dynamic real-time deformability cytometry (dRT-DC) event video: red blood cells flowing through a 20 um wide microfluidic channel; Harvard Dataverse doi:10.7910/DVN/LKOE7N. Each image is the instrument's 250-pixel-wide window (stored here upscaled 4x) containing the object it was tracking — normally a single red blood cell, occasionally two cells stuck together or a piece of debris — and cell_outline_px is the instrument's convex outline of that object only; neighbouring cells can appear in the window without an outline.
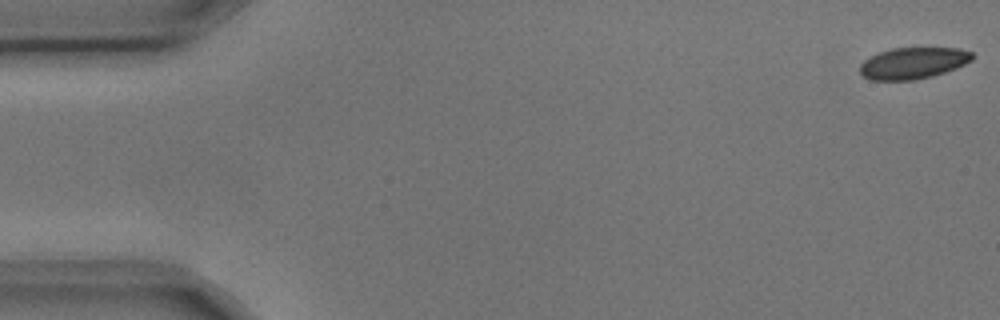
{"species": "common noctule bat (a hibernating species)", "species_latin": "Nyctalus noctula", "temperature_condition": "cold", "stored_images_in_passage": 6, "camera_frame_rate_fps": 3000, "um_per_image_px": 0.085, "animal": {"sex": "male", "body_mass_g": 17.9, "forearm_length_mm": 54.2}, "frame": {"image": 1, "passage_image": 1, "time_ms": 0.0, "image_size_px": [1000, 320], "cell_outline_px": [[976, 56], [972, 60], [956, 68], [932, 76], [916, 80], [872, 80], [864, 76], [860, 72], [860, 64], [864, 60], [880, 52], [892, 48], [960, 48], [972, 52]], "centroid_in_image_um": [77.65, 5.36], "position_along_channel_um": 7.4, "area_um2": 20.58}}